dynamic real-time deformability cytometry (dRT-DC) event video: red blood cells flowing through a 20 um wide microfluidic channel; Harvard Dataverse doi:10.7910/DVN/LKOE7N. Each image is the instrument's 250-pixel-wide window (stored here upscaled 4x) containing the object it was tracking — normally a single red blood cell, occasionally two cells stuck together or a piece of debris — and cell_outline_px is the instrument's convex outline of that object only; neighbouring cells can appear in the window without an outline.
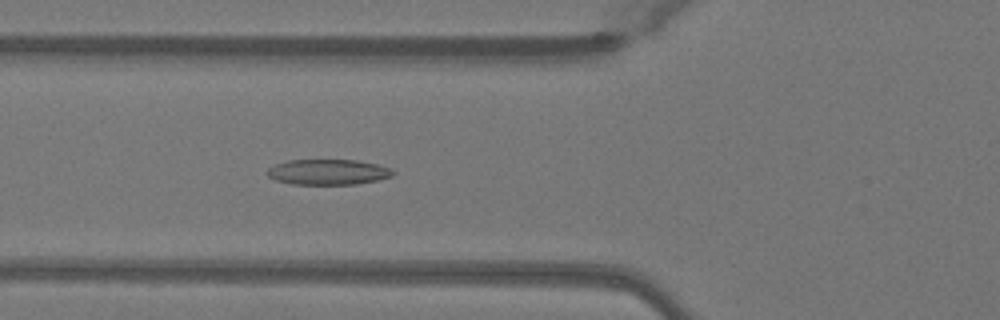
{"species": "Egyptian fruit bat (a non-hibernating species)", "species_latin": "Rousettus aegyptiacus", "temperature_condition": "warm", "stored_images_in_passage": 49, "camera_frame_rate_fps": 3000, "um_per_image_px": 0.085, "animal": {"sex": "female"}, "frame": {"image": 1, "passage_image": 18, "time_ms": 5.667, "image_size_px": [1000, 320], "cell_outline_px": [[396, 172], [392, 176], [376, 180], [356, 184], [292, 184], [276, 180], [268, 176], [264, 172], [268, 168], [276, 164], [288, 160], [356, 160], [376, 164], [392, 168]], "centroid_in_image_um": [27.88, 14.62], "position_along_channel_um": 97.9, "area_um2": 18.67}}
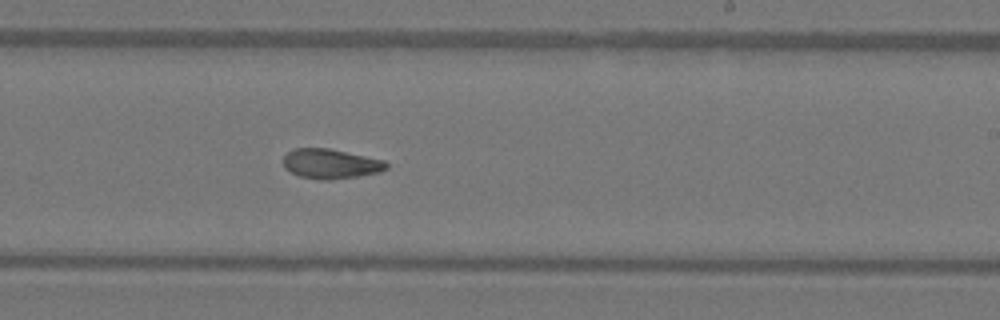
{"frame": {"image": 2, "passage_image": 30, "time_ms": 9.667, "image_size_px": [1000, 320], "cell_outline_px": [[388, 168], [380, 172], [356, 176], [328, 180], [320, 180], [300, 176], [284, 168], [284, 156], [292, 148], [328, 148], [384, 160], [388, 164]], "centroid_in_image_um": [28.1, 13.92], "position_along_channel_um": 260.9, "area_um2": 17.74}}
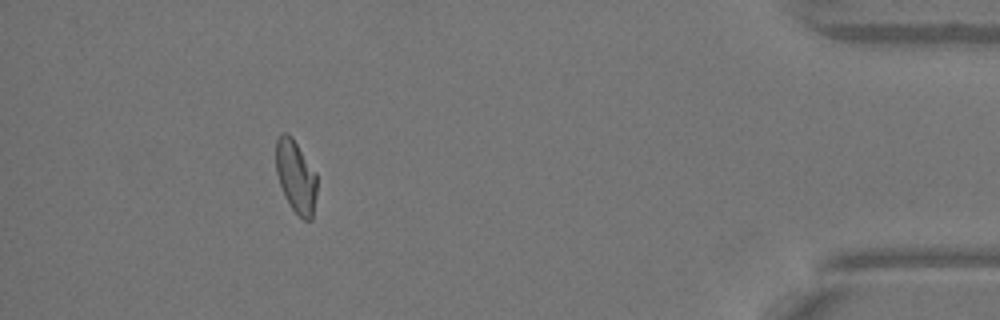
{"frame": {"image": 3, "passage_image": 45, "time_ms": 14.667, "image_size_px": [1000, 320], "cell_outline_px": [[316, 196], [312, 220], [304, 220], [292, 208], [280, 184], [276, 172], [276, 140], [284, 132], [288, 132], [292, 136], [316, 172]], "centroid_in_image_um": [25.16, 14.97], "position_along_channel_um": 410.0, "area_um2": 17.17}, "authors_computed_cell_mechanics": {"area_um2": 18.3226, "velocity_mm_per_s": 4.0742, "shape_relaxation_time_tau1_ms": 6.9202, "shape_relaxation_time_tau2_ms": 2.3916, "deformation_change_tau1": 0.1945, "deformation_change_tau2": 0.0851}}